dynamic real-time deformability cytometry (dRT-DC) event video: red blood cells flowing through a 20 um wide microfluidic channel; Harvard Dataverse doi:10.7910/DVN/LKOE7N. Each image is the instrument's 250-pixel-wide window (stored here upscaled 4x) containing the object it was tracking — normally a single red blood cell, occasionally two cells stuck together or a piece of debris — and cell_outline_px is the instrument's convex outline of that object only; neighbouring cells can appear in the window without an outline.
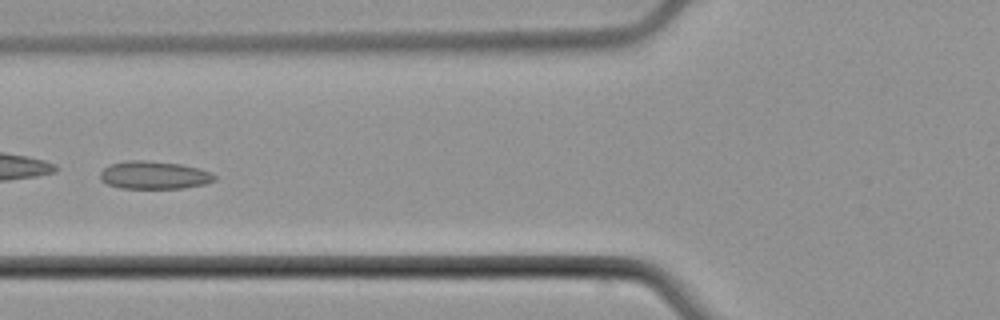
{"species": "common noctule bat (a hibernating species)", "species_latin": "Nyctalus noctula", "temperature_condition": "cold", "stored_images_in_passage": 8, "camera_frame_rate_fps": 3000, "um_per_image_px": 0.085, "animal": {"sex": "male", "body_mass_g": 21.5, "forearm_length_mm": 52.0}, "frame": {"image": 1, "passage_image": 6, "time_ms": 7.333, "image_size_px": [1000, 320], "cell_outline_px": [[216, 180], [204, 184], [184, 188], [120, 188], [108, 184], [100, 180], [100, 172], [104, 168], [112, 164], [128, 160], [144, 160], [180, 164], [212, 172], [216, 176]], "centroid_in_image_um": [13.1, 14.89], "position_along_channel_um": 112.7, "area_um2": 18.5}}
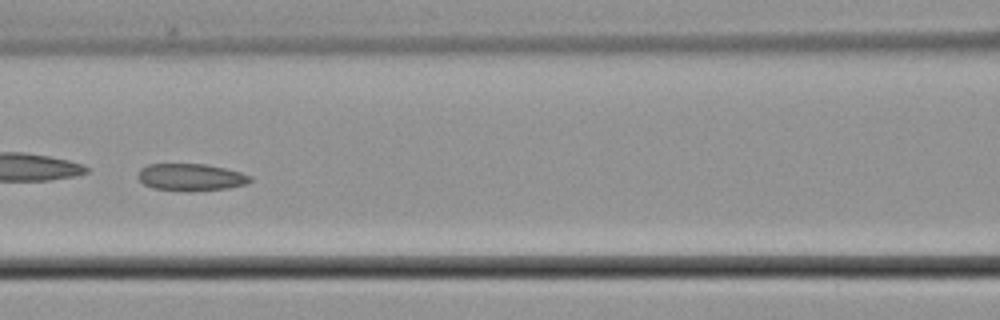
{"frame": {"image": 2, "passage_image": 7, "time_ms": 8.333, "image_size_px": [1000, 320], "cell_outline_px": [[252, 180], [248, 184], [228, 188], [152, 188], [144, 184], [136, 176], [140, 168], [148, 164], [204, 164], [224, 168], [240, 172], [252, 176]], "centroid_in_image_um": [16.22, 15.0], "position_along_channel_um": 150.4, "area_um2": 16.88}}
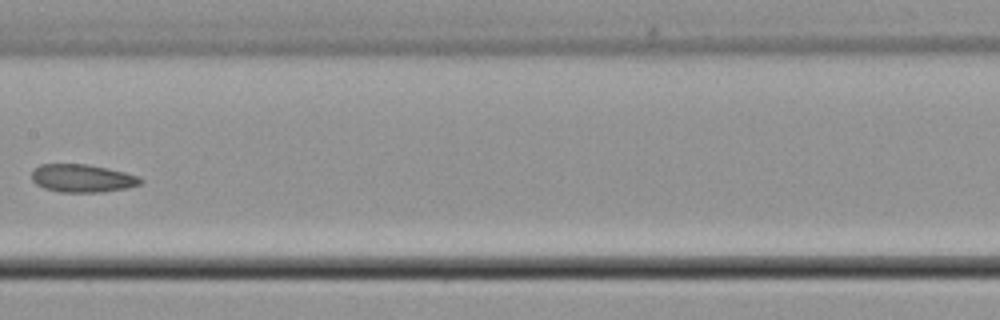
{"frame": {"image": 3, "passage_image": 8, "time_ms": 9.667, "image_size_px": [1000, 320], "cell_outline_px": [[144, 180], [140, 184], [128, 188], [104, 192], [60, 192], [44, 188], [36, 184], [32, 180], [32, 172], [40, 164], [88, 164], [108, 168], [140, 176]], "centroid_in_image_um": [7.03, 15.15], "position_along_channel_um": 200.4, "area_um2": 17.86}}